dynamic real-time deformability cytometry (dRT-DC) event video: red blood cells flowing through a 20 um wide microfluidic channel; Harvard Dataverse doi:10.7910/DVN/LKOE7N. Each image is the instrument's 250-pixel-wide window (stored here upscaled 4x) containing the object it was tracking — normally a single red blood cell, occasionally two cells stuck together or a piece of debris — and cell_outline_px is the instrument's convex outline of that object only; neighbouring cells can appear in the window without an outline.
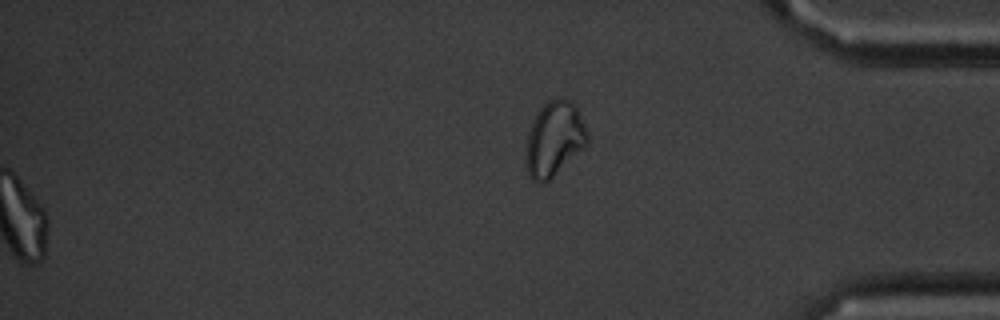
{"species": "common noctule bat (a hibernating species)", "species_latin": "Nyctalus noctula", "temperature_condition": "cold", "stored_images_in_passage": 57, "segment_of_instrument_passage": [2, 2], "camera_frame_rate_fps": 3000, "um_per_image_px": 0.085, "animal": {"sex": "male", "body_mass_g": 20.1, "forearm_length_mm": 53.5}, "frame": {"image": 1, "passage_image": 57, "time_ms": 18.667, "image_size_px": [1000, 320], "cell_outline_px": [[588, 144], [544, 184], [540, 184], [532, 180], [528, 176], [524, 160], [524, 156], [528, 132], [540, 108], [548, 100], [556, 96], [568, 100], [576, 108], [588, 136]], "centroid_in_image_um": [47.06, 11.85], "position_along_channel_um": 388.1, "area_um2": 26.65}}